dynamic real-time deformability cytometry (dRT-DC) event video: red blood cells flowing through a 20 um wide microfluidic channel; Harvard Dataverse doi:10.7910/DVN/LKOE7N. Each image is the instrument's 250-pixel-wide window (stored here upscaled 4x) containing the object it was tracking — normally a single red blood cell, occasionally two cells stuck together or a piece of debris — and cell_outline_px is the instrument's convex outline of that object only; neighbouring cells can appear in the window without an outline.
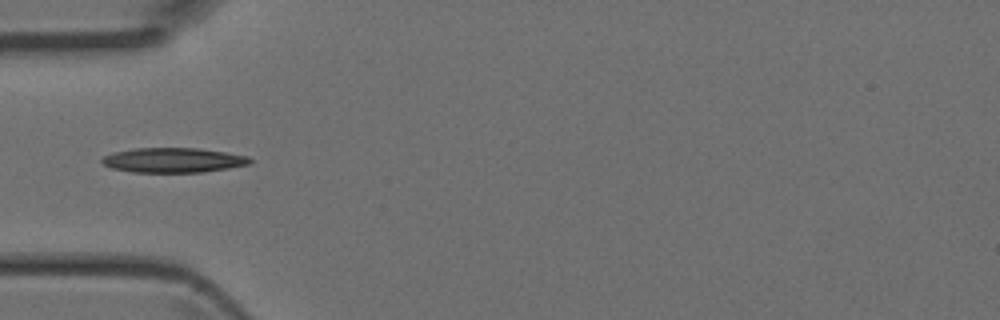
{"species": "Egyptian fruit bat (a non-hibernating species)", "species_latin": "Rousettus aegyptiacus", "temperature_condition": "room temperature", "stored_images_in_passage": 3, "camera_frame_rate_fps": 3000, "um_per_image_px": 0.085, "animal": {"sex": "female"}, "frame": {"image": 1, "passage_image": 3, "time_ms": 0.667, "image_size_px": [1000, 320], "cell_outline_px": [[252, 164], [204, 172], [132, 172], [112, 168], [104, 164], [100, 160], [104, 156], [112, 152], [136, 148], [196, 148], [224, 152], [248, 156], [252, 160]], "centroid_in_image_um": [14.73, 13.61], "position_along_channel_um": 70.3, "area_um2": 21.33}}